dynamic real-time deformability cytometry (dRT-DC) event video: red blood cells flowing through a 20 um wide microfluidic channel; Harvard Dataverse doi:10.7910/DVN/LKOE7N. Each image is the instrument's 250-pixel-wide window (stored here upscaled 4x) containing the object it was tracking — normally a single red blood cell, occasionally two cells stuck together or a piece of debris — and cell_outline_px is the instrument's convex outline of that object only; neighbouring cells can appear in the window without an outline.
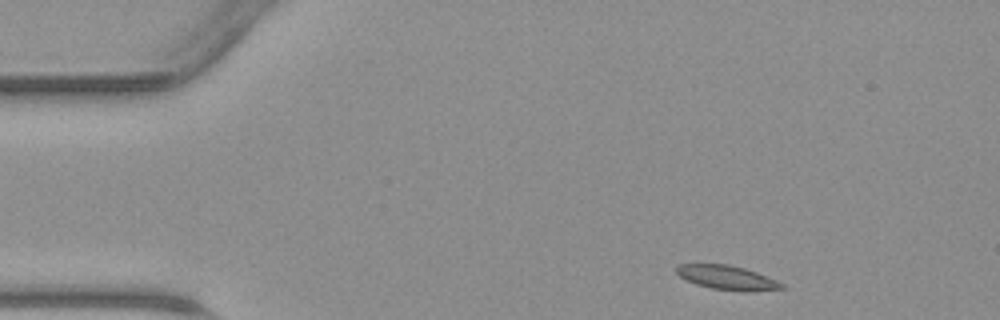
{"species": "common noctule bat (a hibernating species)", "species_latin": "Nyctalus noctula", "temperature_condition": "warm", "stored_images_in_passage": 41, "camera_frame_rate_fps": 3000, "um_per_image_px": 0.085, "animal": {"sex": "male", "body_mass_g": 23.1, "forearm_length_mm": 52.7}, "frame": {"image": 1, "passage_image": 1, "time_ms": 0.0, "image_size_px": [1000, 320], "cell_outline_px": [[784, 288], [748, 292], [744, 292], [712, 288], [696, 284], [680, 276], [676, 272], [676, 268], [680, 264], [728, 264], [744, 268], [756, 272], [776, 280], [784, 284]], "centroid_in_image_um": [61.82, 23.6], "position_along_channel_um": 23.2, "area_um2": 14.68}}
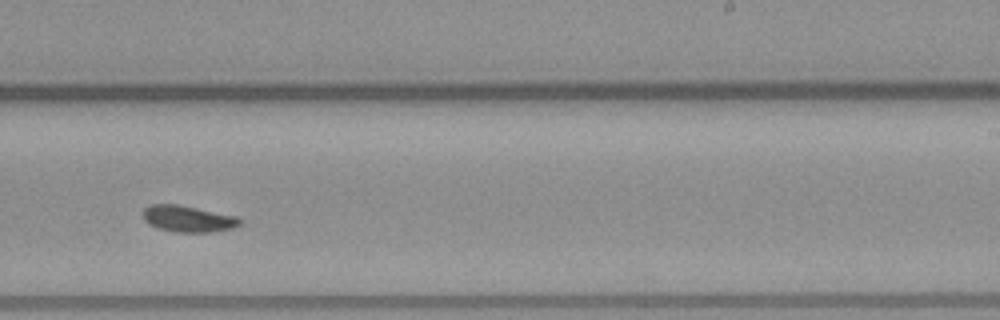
{"frame": {"image": 2, "passage_image": 23, "time_ms": 7.333, "image_size_px": [1000, 320], "cell_outline_px": [[240, 224], [232, 228], [212, 232], [172, 232], [156, 228], [148, 224], [144, 220], [144, 208], [148, 204], [180, 204], [236, 216], [240, 220]], "centroid_in_image_um": [15.94, 18.59], "position_along_channel_um": 273.1, "area_um2": 15.03}}
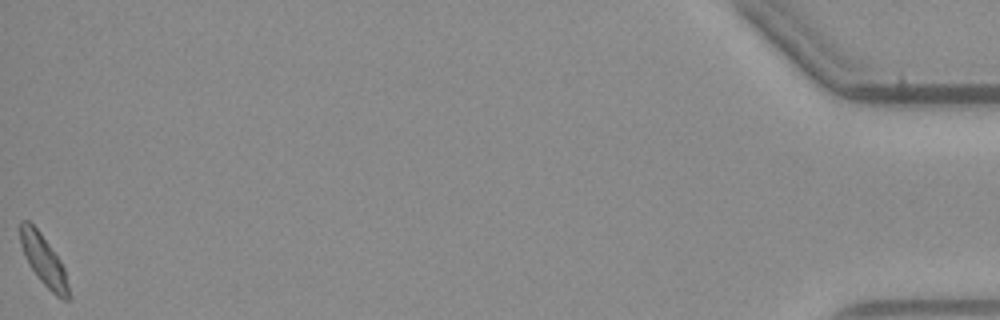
{"frame": {"image": 3, "passage_image": 41, "time_ms": 13.333, "image_size_px": [1000, 320], "cell_outline_px": [[68, 300], [64, 300], [56, 296], [40, 280], [28, 264], [24, 256], [20, 244], [20, 220], [28, 220], [40, 232], [60, 260], [64, 268], [68, 284]], "centroid_in_image_um": [3.68, 22.1], "position_along_channel_um": 431.5, "area_um2": 14.05}}